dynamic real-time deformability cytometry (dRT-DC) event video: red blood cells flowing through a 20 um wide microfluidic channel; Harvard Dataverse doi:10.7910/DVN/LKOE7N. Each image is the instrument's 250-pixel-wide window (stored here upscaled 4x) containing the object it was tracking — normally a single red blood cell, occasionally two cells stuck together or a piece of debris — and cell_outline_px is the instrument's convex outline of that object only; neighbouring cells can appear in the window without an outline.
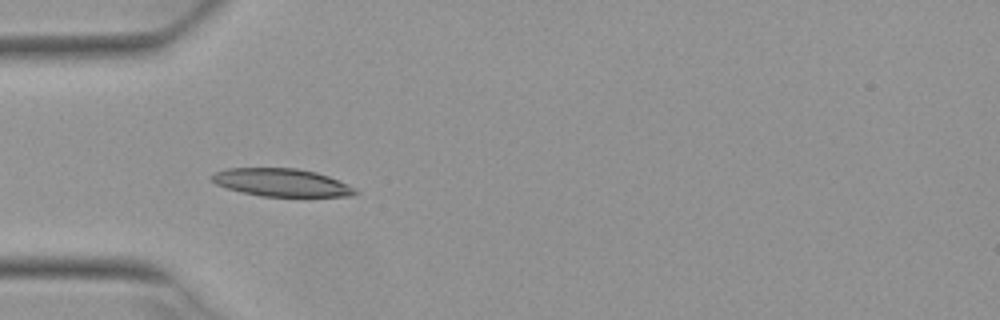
{"species": "Egyptian fruit bat (a non-hibernating species)", "species_latin": "Rousettus aegyptiacus", "temperature_condition": "warm", "stored_images_in_passage": 5, "camera_frame_rate_fps": 3000, "um_per_image_px": 0.085, "animal": {"sex": "female"}, "frame": {"image": 1, "passage_image": 5, "time_ms": 1.333, "image_size_px": [1000, 320], "cell_outline_px": [[360, 192], [352, 196], [260, 196], [228, 188], [216, 184], [208, 176], [216, 172], [228, 168], [296, 168], [316, 172], [328, 176], [356, 188]], "centroid_in_image_um": [23.94, 15.51], "position_along_channel_um": 61.1, "area_um2": 23.12}}